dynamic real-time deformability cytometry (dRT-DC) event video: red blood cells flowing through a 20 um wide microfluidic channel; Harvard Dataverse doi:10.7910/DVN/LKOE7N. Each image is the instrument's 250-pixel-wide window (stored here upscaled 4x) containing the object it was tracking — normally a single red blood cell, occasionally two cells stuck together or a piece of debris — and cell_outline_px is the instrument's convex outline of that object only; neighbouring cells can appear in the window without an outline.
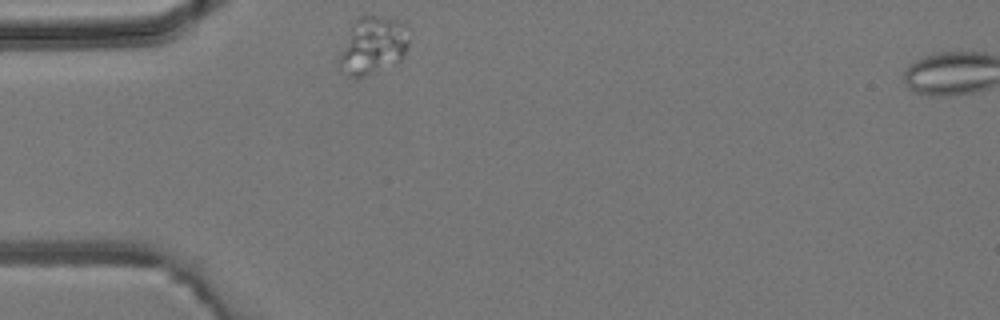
{"species": "common noctule bat (a hibernating species)", "species_latin": "Nyctalus noctula", "temperature_condition": "room temperature", "stored_images_in_passage": 2, "camera_frame_rate_fps": 3000, "um_per_image_px": 0.085, "animal": {"sex": "male", "body_mass_g": 19.2, "forearm_length_mm": 51.8}, "frame": {"image": 1, "passage_image": 1, "time_ms": 0.0, "image_size_px": [1000, 320], "cell_outline_px": [[408, 44], [400, 60], [364, 76], [348, 76], [340, 60], [340, 52], [356, 20], [360, 16], [372, 16], [400, 20], [404, 24], [408, 40]], "centroid_in_image_um": [31.72, 3.84], "position_along_channel_um": 53.3, "area_um2": 22.14}}